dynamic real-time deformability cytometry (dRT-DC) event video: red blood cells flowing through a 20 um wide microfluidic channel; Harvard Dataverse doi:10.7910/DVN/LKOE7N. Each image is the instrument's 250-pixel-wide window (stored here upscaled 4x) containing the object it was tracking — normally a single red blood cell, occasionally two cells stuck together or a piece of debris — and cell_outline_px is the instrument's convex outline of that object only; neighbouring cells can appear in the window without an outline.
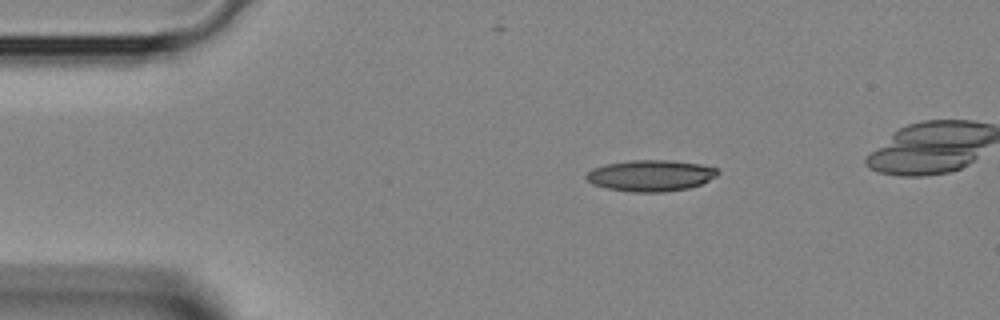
{"species": "Egyptian fruit bat (a non-hibernating species)", "species_latin": "Rousettus aegyptiacus", "temperature_condition": "room temperature", "stored_images_in_passage": 3, "camera_frame_rate_fps": 3000, "um_per_image_px": 0.085, "animal": {"sex": "female"}, "frame": {"image": 1, "passage_image": 1, "time_ms": 0.0, "image_size_px": [1000, 320], "cell_outline_px": [[720, 172], [716, 176], [700, 184], [688, 188], [664, 192], [632, 192], [608, 188], [592, 184], [584, 176], [592, 168], [604, 164], [632, 160], [672, 160], [700, 164], [720, 168]], "centroid_in_image_um": [55.32, 14.91], "position_along_channel_um": 29.7, "area_um2": 24.04}}